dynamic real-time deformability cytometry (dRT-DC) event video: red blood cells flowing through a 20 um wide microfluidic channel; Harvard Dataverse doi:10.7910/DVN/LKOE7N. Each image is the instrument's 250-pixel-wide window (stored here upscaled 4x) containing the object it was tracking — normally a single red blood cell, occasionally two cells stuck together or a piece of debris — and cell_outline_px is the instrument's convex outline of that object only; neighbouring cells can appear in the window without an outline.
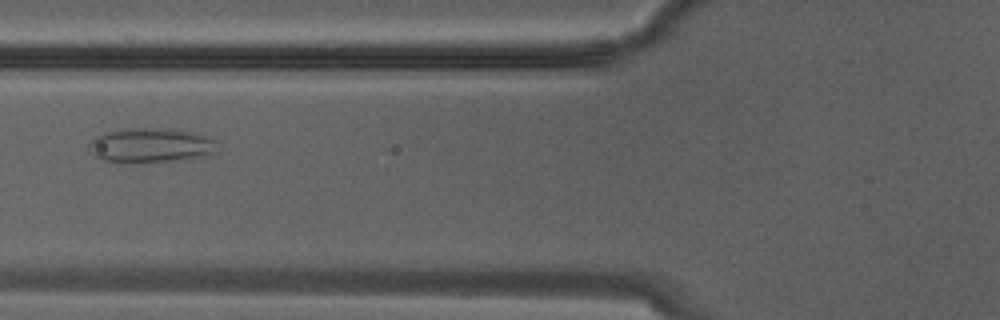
{"species": "Egyptian fruit bat (a non-hibernating species)", "species_latin": "Rousettus aegyptiacus", "temperature_condition": "warm", "stored_images_in_passage": 13, "camera_frame_rate_fps": 3000, "um_per_image_px": 0.085, "animal": {"sex": "male"}, "frame": {"image": 1, "passage_image": 10, "time_ms": 3.0, "image_size_px": [1000, 320], "cell_outline_px": [[216, 152], [204, 156], [172, 160], [104, 160], [92, 156], [88, 148], [88, 144], [96, 136], [104, 132], [124, 128], [160, 128], [192, 132], [212, 136], [216, 140]], "centroid_in_image_um": [12.82, 12.3], "position_along_channel_um": 113.0, "area_um2": 25.26}}